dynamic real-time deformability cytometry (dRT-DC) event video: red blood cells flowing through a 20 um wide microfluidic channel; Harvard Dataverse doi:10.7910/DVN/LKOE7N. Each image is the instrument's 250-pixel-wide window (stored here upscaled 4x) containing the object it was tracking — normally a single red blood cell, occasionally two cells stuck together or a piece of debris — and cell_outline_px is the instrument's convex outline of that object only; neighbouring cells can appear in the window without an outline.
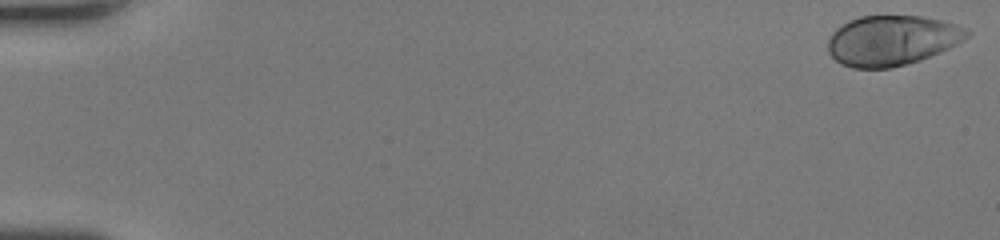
{"species": "human", "species_latin": "Homo sapiens", "temperature_condition": "room temperature", "stored_images_in_passage": 52, "camera_frame_rate_fps": 3000, "um_per_image_px": 0.085, "donor": {"sex": "female"}, "frame": {"image": 1, "passage_image": 1, "time_ms": 0.0, "image_size_px": [1000, 240], "cell_outline_px": [[972, 32], [968, 36], [956, 44], [940, 52], [920, 60], [892, 68], [852, 68], [840, 64], [828, 52], [828, 36], [836, 28], [848, 20], [860, 16], [920, 16], [940, 20], [968, 28]], "centroid_in_image_um": [75.78, 3.44], "position_along_channel_um": 9.2, "area_um2": 40.69}}
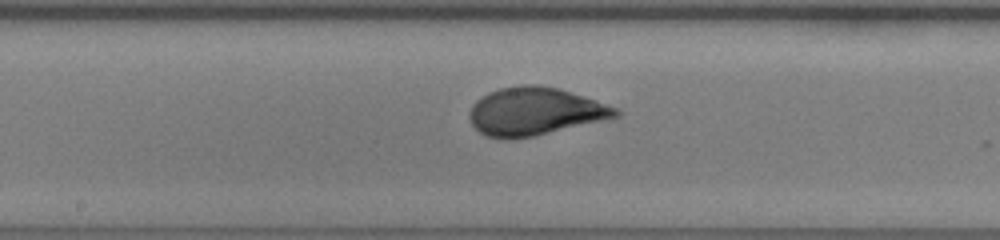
{"frame": {"image": 2, "passage_image": 29, "time_ms": 9.333, "image_size_px": [1000, 240], "cell_outline_px": [[620, 116], [608, 120], [532, 136], [512, 140], [504, 140], [484, 136], [472, 124], [468, 116], [476, 100], [488, 92], [500, 88], [520, 84], [536, 84], [556, 88], [584, 96], [620, 108]], "centroid_in_image_um": [45.49, 9.48], "position_along_channel_um": 202.7, "area_um2": 41.15}}
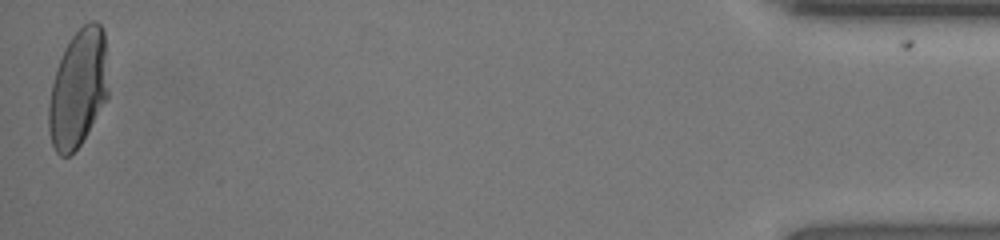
{"frame": {"image": 3, "passage_image": 52, "time_ms": 17.0, "image_size_px": [1000, 240], "cell_outline_px": [[108, 96], [80, 144], [68, 156], [60, 156], [56, 152], [52, 144], [48, 132], [48, 104], [52, 84], [56, 68], [64, 48], [72, 36], [88, 20], [96, 20], [100, 24], [104, 32], [108, 92]], "centroid_in_image_um": [6.62, 7.5], "position_along_channel_um": 428.6, "area_um2": 40.69}, "authors_computed_cell_mechanics": {"area_um2": 39.9687, "velocity_mm_per_s": 4.0827, "shape_relaxation_time_tau1_ms": 4.7708, "shape_relaxation_time_tau2_ms": null, "deformation_change_tau1": 0.2289, "deformation_change_tau2": null}}